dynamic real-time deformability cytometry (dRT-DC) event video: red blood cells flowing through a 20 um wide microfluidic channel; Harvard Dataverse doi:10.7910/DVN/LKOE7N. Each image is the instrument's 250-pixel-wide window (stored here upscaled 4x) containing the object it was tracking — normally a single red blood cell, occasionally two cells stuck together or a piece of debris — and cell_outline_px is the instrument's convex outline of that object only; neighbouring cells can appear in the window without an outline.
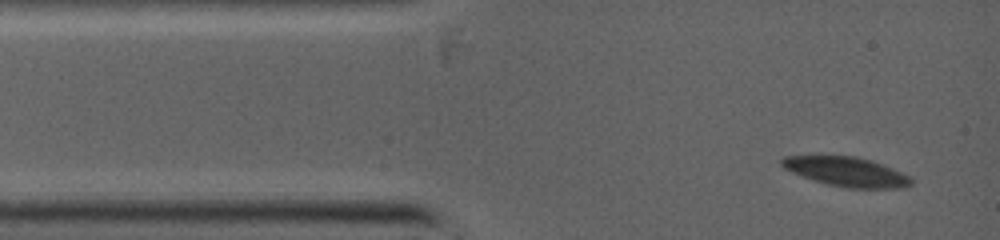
{"species": "common noctule bat (a hibernating species)", "species_latin": "Nyctalus noctula", "temperature_condition": "warm", "stored_images_in_passage": 4, "camera_frame_rate_fps": 5000, "um_per_image_px": 0.085, "animal": {"sex": "female", "body_mass_g": 19.0, "forearm_length_mm": 53.3}, "frame": {"image": 1, "passage_image": 1, "time_ms": 0.0, "image_size_px": [1000, 240], "cell_outline_px": [[912, 184], [908, 188], [848, 188], [828, 184], [792, 172], [784, 168], [780, 164], [780, 160], [784, 156], [816, 152], [852, 156], [872, 160], [912, 176]], "centroid_in_image_um": [71.91, 14.54], "position_along_channel_um": 13.1, "area_um2": 23.06}}
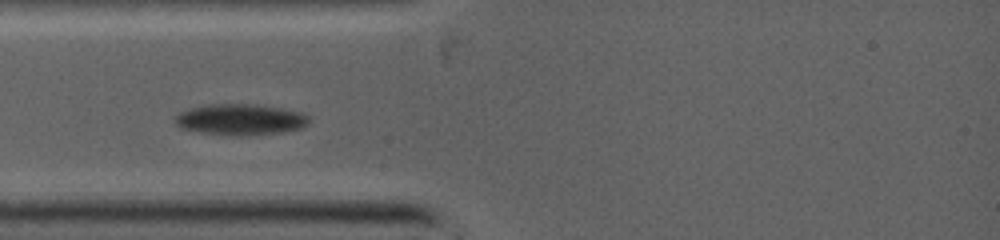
{"frame": {"image": 2, "passage_image": 3, "time_ms": 2.2, "image_size_px": [1000, 240], "cell_outline_px": [[312, 120], [308, 124], [300, 128], [280, 132], [200, 132], [180, 128], [176, 124], [176, 116], [180, 112], [188, 108], [208, 104], [256, 104], [280, 108], [300, 112], [308, 116]], "centroid_in_image_um": [20.43, 10.09], "position_along_channel_um": 64.6, "area_um2": 23.0}}
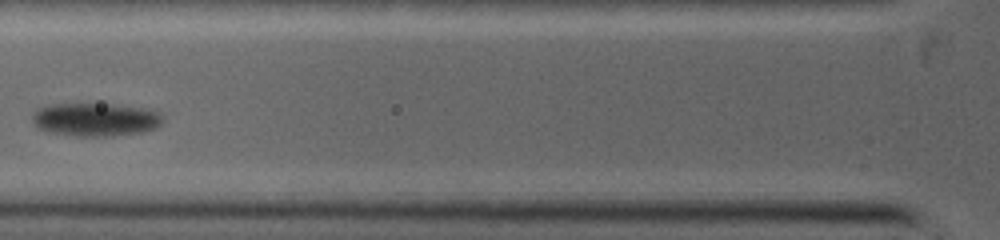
{"frame": {"image": 3, "passage_image": 4, "time_ms": 3.4, "image_size_px": [1000, 240], "cell_outline_px": [[160, 124], [156, 128], [140, 132], [112, 136], [80, 136], [48, 132], [36, 128], [32, 124], [32, 116], [36, 108], [48, 104], [112, 104], [152, 108], [160, 116]], "centroid_in_image_um": [8.05, 10.15], "position_along_channel_um": 117.8, "area_um2": 25.49}}